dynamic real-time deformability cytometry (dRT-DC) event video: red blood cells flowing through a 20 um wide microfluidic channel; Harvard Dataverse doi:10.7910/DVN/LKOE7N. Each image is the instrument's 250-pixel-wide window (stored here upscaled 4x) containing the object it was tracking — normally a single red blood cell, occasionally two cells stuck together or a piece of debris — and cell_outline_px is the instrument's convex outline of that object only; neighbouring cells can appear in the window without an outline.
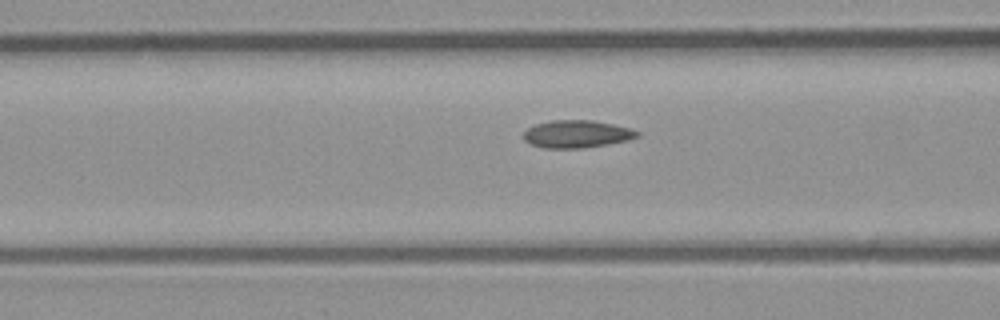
{"species": "common noctule bat (a hibernating species)", "species_latin": "Nyctalus noctula", "temperature_condition": "room temperature", "stored_images_in_passage": 35, "camera_frame_rate_fps": 3000, "um_per_image_px": 0.085, "animal": {"sex": "male", "body_mass_g": 23.1, "forearm_length_mm": 52.7}, "frame": {"image": 1, "passage_image": 15, "time_ms": 4.667, "image_size_px": [1000, 320], "cell_outline_px": [[640, 136], [628, 140], [608, 144], [584, 148], [544, 148], [532, 144], [524, 140], [524, 132], [528, 128], [536, 124], [552, 120], [592, 120], [612, 124], [628, 128], [640, 132]], "centroid_in_image_um": [49.03, 11.39], "position_along_channel_um": 117.6, "area_um2": 18.15}}
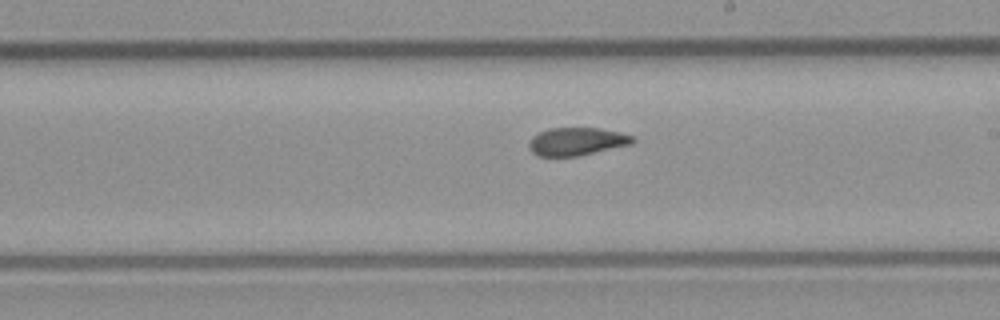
{"frame": {"image": 2, "passage_image": 24, "time_ms": 7.667, "image_size_px": [1000, 320], "cell_outline_px": [[636, 140], [632, 144], [580, 156], [540, 156], [532, 152], [528, 148], [528, 140], [532, 136], [548, 128], [600, 128], [620, 132], [632, 136]], "centroid_in_image_um": [49.01, 12.03], "position_along_channel_um": 240.0, "area_um2": 17.05}}
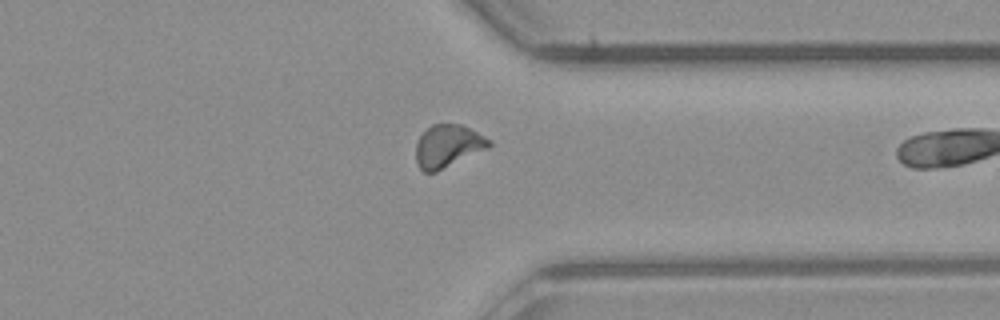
{"frame": {"image": 3, "passage_image": 34, "time_ms": 11.0, "image_size_px": [1000, 320], "cell_outline_px": [[492, 144], [488, 148], [436, 172], [424, 172], [420, 168], [416, 160], [416, 144], [420, 136], [432, 124], [460, 124], [492, 140]], "centroid_in_image_um": [38.07, 12.42], "position_along_channel_um": 373.3, "area_um2": 17.98}}